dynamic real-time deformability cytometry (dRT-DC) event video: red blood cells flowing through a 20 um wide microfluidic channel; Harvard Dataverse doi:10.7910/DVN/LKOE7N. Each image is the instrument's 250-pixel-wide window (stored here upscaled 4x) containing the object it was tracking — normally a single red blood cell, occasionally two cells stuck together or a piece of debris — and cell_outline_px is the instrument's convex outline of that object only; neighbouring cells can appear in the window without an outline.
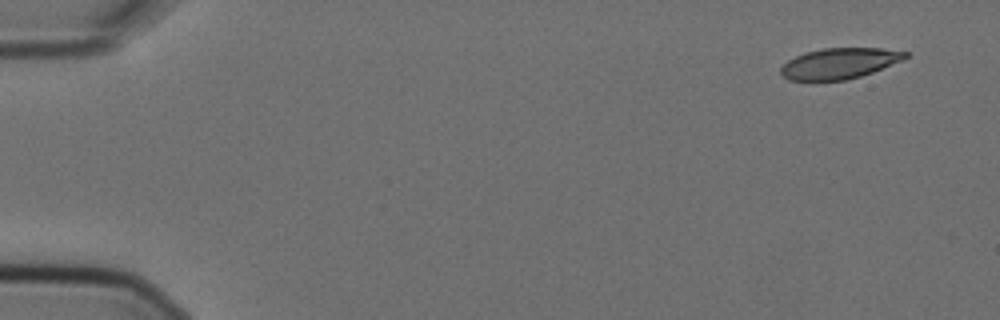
{"species": "Egyptian fruit bat (a non-hibernating species)", "species_latin": "Rousettus aegyptiacus", "temperature_condition": "cold", "stored_images_in_passage": 5, "camera_frame_rate_fps": 3000, "um_per_image_px": 0.085, "animal": {"sex": "female"}, "frame": {"image": 1, "passage_image": 1, "time_ms": 0.0, "image_size_px": [1000, 320], "cell_outline_px": [[908, 56], [904, 60], [872, 72], [860, 76], [844, 80], [788, 80], [780, 72], [780, 68], [788, 60], [804, 52], [824, 48], [880, 48], [908, 52]], "centroid_in_image_um": [71.36, 5.38], "position_along_channel_um": 13.6, "area_um2": 22.2}}
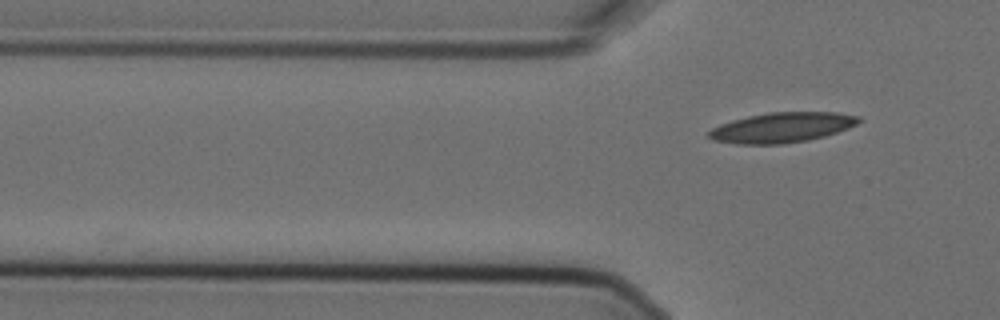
{"frame": {"image": 2, "passage_image": 5, "time_ms": 1.333, "image_size_px": [1000, 320], "cell_outline_px": [[864, 120], [848, 128], [824, 136], [808, 140], [784, 144], [736, 144], [712, 140], [708, 136], [708, 132], [712, 128], [720, 124], [732, 120], [748, 116], [768, 112], [836, 112], [860, 116]], "centroid_in_image_um": [66.47, 10.83], "position_along_channel_um": 59.3, "area_um2": 26.41}}